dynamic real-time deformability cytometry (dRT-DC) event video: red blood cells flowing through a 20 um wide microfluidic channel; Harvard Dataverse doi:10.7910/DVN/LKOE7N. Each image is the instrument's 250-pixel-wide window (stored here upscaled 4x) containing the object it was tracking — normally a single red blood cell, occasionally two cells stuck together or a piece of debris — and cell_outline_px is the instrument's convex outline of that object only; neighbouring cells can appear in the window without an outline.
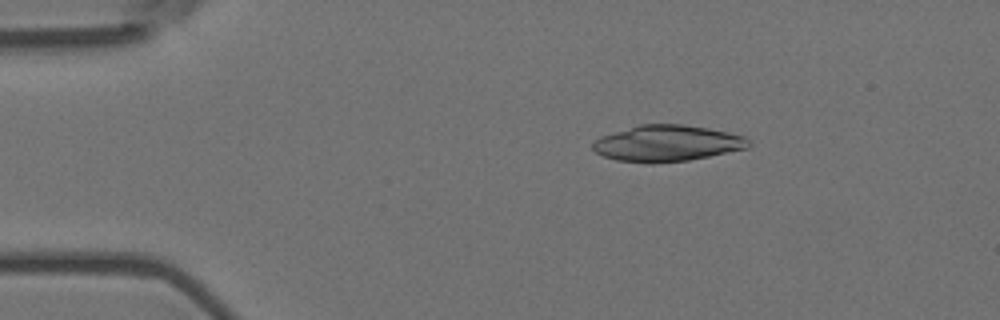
{"species": "Egyptian fruit bat (a non-hibernating species)", "species_latin": "Rousettus aegyptiacus", "temperature_condition": "room temperature", "stored_images_in_passage": 49, "camera_frame_rate_fps": 3000, "um_per_image_px": 0.085, "animal": {"sex": "female"}, "frame": {"image": 1, "passage_image": 5, "time_ms": 1.333, "image_size_px": [1000, 320], "cell_outline_px": [[752, 144], [748, 148], [688, 160], [616, 160], [604, 156], [596, 152], [592, 148], [592, 144], [600, 136], [640, 124], [684, 124], [708, 128], [728, 132], [744, 136], [752, 140]], "centroid_in_image_um": [56.77, 12.13], "position_along_channel_um": 28.2, "area_um2": 31.96}}
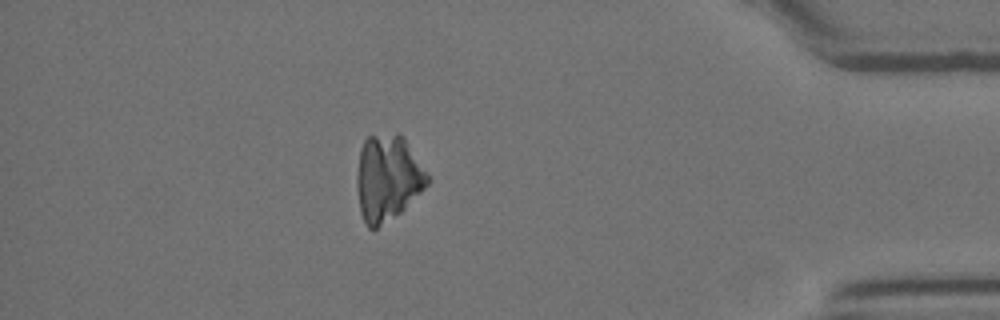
{"frame": {"image": 2, "passage_image": 43, "time_ms": 14.0, "image_size_px": [1000, 320], "cell_outline_px": [[432, 180], [400, 212], [376, 228], [368, 228], [360, 212], [356, 184], [356, 172], [360, 148], [364, 140], [368, 136], [404, 136], [428, 172]], "centroid_in_image_um": [32.95, 15.13], "position_along_channel_um": 402.2, "area_um2": 35.14}}